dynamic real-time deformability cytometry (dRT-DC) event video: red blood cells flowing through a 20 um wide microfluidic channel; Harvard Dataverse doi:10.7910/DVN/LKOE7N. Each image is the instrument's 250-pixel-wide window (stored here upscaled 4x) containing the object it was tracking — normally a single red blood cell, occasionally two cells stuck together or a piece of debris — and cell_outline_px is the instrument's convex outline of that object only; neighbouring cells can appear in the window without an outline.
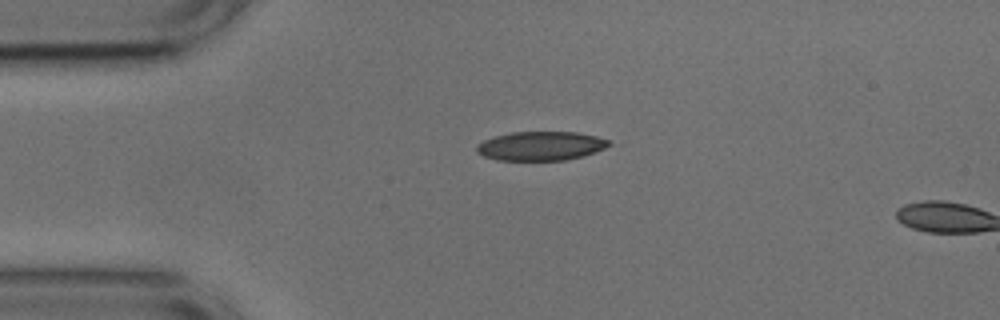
{"species": "common noctule bat (a hibernating species)", "species_latin": "Nyctalus noctula", "temperature_condition": "cold", "stored_images_in_passage": 2, "camera_frame_rate_fps": 3000, "um_per_image_px": 0.085, "animal": {"sex": "male", "body_mass_g": 17.9, "forearm_length_mm": 54.2}, "frame": {"image": 1, "passage_image": 1, "time_ms": 0.0, "image_size_px": [1000, 320], "cell_outline_px": [[612, 144], [596, 152], [584, 156], [564, 160], [496, 160], [484, 156], [476, 152], [476, 144], [484, 140], [496, 136], [512, 132], [580, 132], [596, 136], [608, 140]], "centroid_in_image_um": [45.97, 12.41], "position_along_channel_um": 39.0, "area_um2": 22.43}}